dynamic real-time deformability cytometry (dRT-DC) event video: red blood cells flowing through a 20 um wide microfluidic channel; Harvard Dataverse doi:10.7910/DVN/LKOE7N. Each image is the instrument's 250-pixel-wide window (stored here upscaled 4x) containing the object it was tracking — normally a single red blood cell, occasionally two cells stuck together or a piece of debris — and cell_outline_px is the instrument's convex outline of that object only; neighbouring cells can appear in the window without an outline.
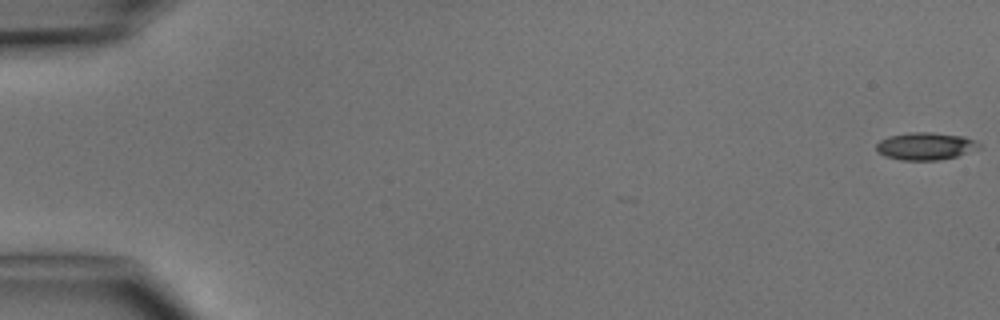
{"species": "common noctule bat (a hibernating species)", "species_latin": "Nyctalus noctula", "temperature_condition": "cold", "stored_images_in_passage": 4, "camera_frame_rate_fps": 3000, "um_per_image_px": 0.085, "animal": {"sex": "male", "body_mass_g": 15.6}, "frame": {"image": 1, "passage_image": 1, "time_ms": 0.0, "image_size_px": [1000, 320], "cell_outline_px": [[980, 148], [956, 156], [940, 160], [900, 160], [884, 156], [876, 152], [876, 144], [880, 140], [888, 136], [908, 132], [932, 132], [964, 136], [976, 140], [980, 144]], "centroid_in_image_um": [78.64, 12.42], "position_along_channel_um": 6.4, "area_um2": 16.65}}
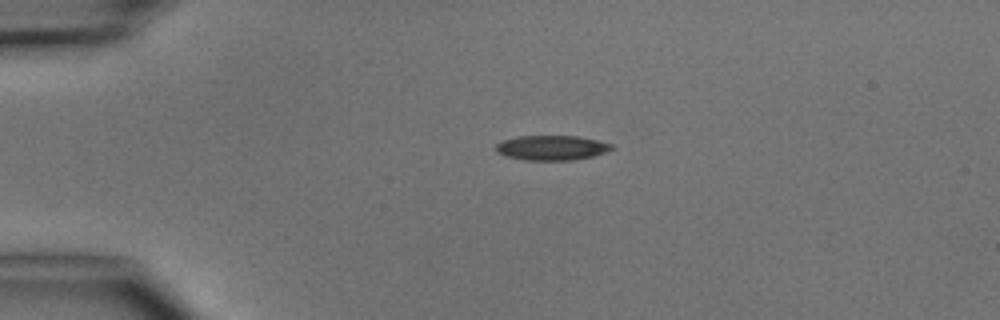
{"frame": {"image": 2, "passage_image": 4, "time_ms": 3.667, "image_size_px": [1000, 320], "cell_outline_px": [[612, 148], [608, 152], [592, 156], [572, 160], [524, 160], [508, 156], [496, 152], [496, 144], [504, 140], [520, 136], [576, 136], [596, 140], [612, 144]], "centroid_in_image_um": [46.9, 12.56], "position_along_channel_um": 38.1, "area_um2": 16.53}}